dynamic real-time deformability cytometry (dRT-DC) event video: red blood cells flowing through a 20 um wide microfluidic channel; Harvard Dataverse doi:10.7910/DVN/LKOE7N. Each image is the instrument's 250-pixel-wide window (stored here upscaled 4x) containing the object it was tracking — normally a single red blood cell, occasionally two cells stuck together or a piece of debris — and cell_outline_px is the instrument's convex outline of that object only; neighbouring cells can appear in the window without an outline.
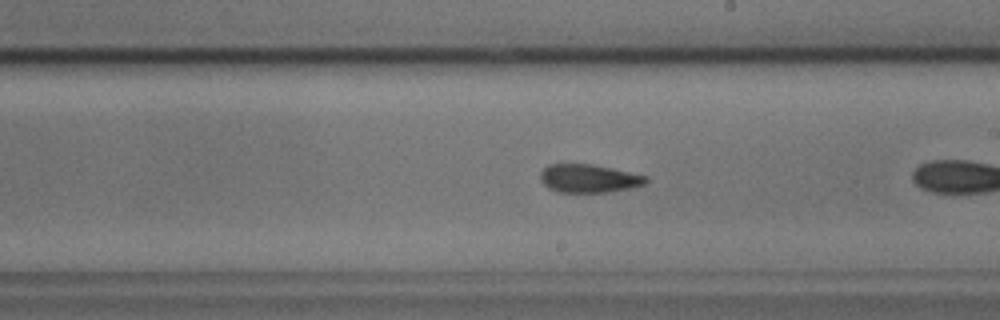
{"species": "common noctule bat (a hibernating species)", "species_latin": "Nyctalus noctula", "temperature_condition": "cold", "stored_images_in_passage": 26, "camera_frame_rate_fps": 3000, "um_per_image_px": 0.085, "animal": {"sex": "male", "body_mass_g": 17.9, "forearm_length_mm": 54.2}, "frame": {"image": 1, "passage_image": 15, "time_ms": 4.667, "image_size_px": [1000, 320], "cell_outline_px": [[648, 180], [644, 184], [632, 188], [608, 192], [556, 192], [548, 188], [540, 180], [540, 172], [548, 164], [592, 164], [612, 168], [648, 176]], "centroid_in_image_um": [50.04, 15.17], "position_along_channel_um": 239.0, "area_um2": 17.51}}